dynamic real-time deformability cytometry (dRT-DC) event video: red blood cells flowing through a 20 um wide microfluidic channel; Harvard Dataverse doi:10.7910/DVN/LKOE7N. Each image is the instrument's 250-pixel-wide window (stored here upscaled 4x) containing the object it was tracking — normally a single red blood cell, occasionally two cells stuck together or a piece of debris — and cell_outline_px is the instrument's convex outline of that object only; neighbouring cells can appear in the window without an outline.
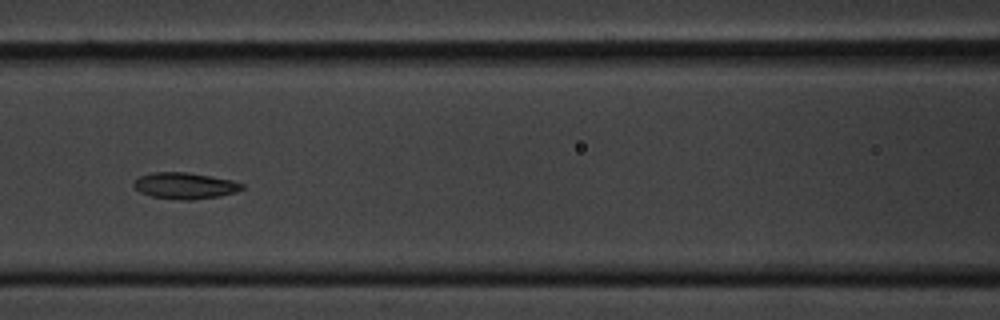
{"species": "common noctule bat (a hibernating species)", "species_latin": "Nyctalus noctula", "temperature_condition": "cold", "stored_images_in_passage": 9, "camera_frame_rate_fps": 3000, "um_per_image_px": 0.085, "animal": {"sex": "male", "body_mass_g": 20.1, "forearm_length_mm": 53.5}, "frame": {"image": 1, "passage_image": 7, "time_ms": 2.0, "image_size_px": [1000, 320], "cell_outline_px": [[244, 188], [236, 192], [220, 196], [192, 200], [180, 200], [152, 196], [140, 192], [132, 184], [140, 176], [152, 172], [188, 172], [232, 180], [244, 184]], "centroid_in_image_um": [15.74, 15.78], "position_along_channel_um": 150.9, "area_um2": 16.59}}
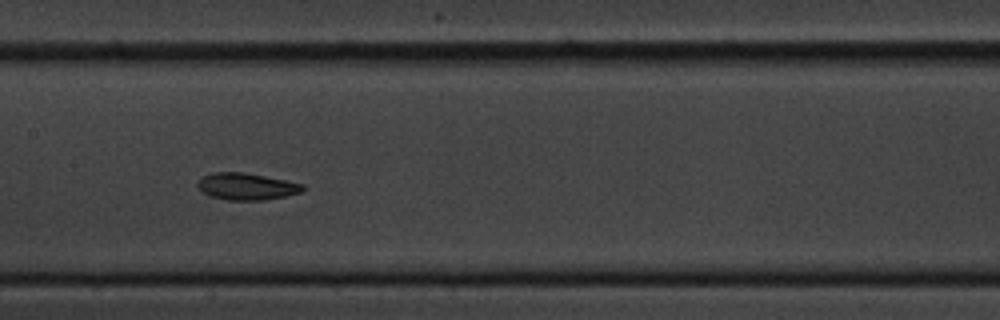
{"frame": {"image": 2, "passage_image": 8, "time_ms": 2.333, "image_size_px": [1000, 320], "cell_outline_px": [[304, 188], [300, 192], [284, 196], [264, 200], [228, 200], [208, 196], [200, 192], [196, 184], [204, 176], [212, 172], [244, 172], [304, 184]], "centroid_in_image_um": [20.9, 15.85], "position_along_channel_um": 186.5, "area_um2": 16.42}}
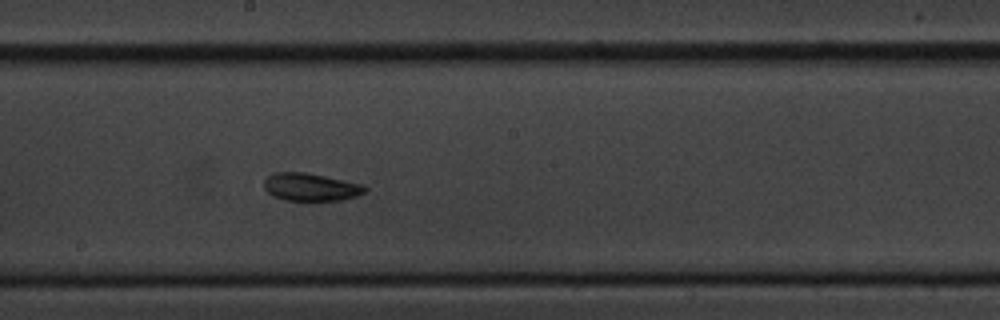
{"frame": {"image": 3, "passage_image": 9, "time_ms": 2.667, "image_size_px": [1000, 320], "cell_outline_px": [[368, 188], [364, 192], [356, 196], [340, 200], [284, 200], [272, 196], [264, 188], [264, 180], [272, 172], [304, 172], [324, 176], [360, 184]], "centroid_in_image_um": [26.35, 15.89], "position_along_channel_um": 221.9, "area_um2": 16.13}}